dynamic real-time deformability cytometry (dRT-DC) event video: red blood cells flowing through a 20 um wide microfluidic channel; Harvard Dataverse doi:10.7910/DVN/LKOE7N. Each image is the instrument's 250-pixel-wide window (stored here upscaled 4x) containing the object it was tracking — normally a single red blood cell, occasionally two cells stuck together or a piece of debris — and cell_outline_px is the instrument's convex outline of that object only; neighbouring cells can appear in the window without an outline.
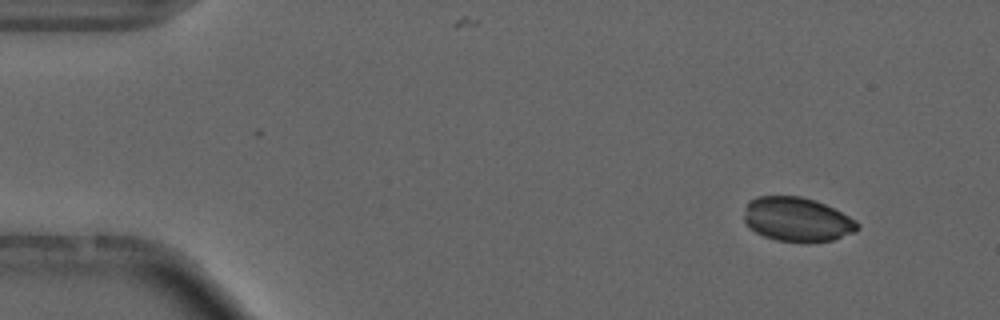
{"species": "common noctule bat (a hibernating species)", "species_latin": "Nyctalus noctula", "temperature_condition": "cold", "stored_images_in_passage": 12, "camera_frame_rate_fps": 3000, "um_per_image_px": 0.085, "animal": {"sex": "male", "forearm_length_mm": 52.5}, "frame": {"image": 1, "passage_image": 1, "time_ms": 0.0, "image_size_px": [1000, 320], "cell_outline_px": [[860, 228], [856, 232], [832, 240], [808, 244], [776, 240], [764, 236], [748, 228], [744, 220], [744, 208], [748, 200], [756, 196], [800, 196], [816, 200], [856, 220], [860, 224]], "centroid_in_image_um": [67.74, 18.67], "position_along_channel_um": 17.3, "area_um2": 29.77}}